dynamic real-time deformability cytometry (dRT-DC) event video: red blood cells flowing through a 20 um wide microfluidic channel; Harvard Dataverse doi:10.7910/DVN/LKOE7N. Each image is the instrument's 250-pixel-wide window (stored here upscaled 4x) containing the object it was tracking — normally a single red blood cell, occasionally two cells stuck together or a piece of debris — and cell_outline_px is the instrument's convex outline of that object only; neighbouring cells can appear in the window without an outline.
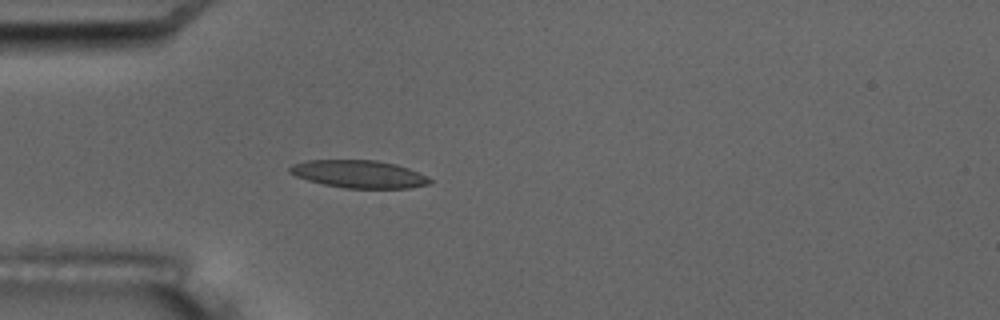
{"species": "common noctule bat (a hibernating species)", "species_latin": "Nyctalus noctula", "temperature_condition": "room temperature", "stored_images_in_passage": 4, "camera_frame_rate_fps": 3000, "um_per_image_px": 0.085, "animal": {"sex": "male", "body_mass_g": 17.5, "forearm_length_mm": 52.3}, "frame": {"image": 1, "passage_image": 4, "time_ms": 3.667, "image_size_px": [1000, 320], "cell_outline_px": [[432, 180], [428, 184], [408, 188], [344, 188], [324, 184], [308, 180], [296, 176], [288, 172], [288, 168], [292, 164], [308, 160], [376, 160], [396, 164], [408, 168], [428, 176]], "centroid_in_image_um": [30.5, 14.79], "position_along_channel_um": 54.5, "area_um2": 22.54}}